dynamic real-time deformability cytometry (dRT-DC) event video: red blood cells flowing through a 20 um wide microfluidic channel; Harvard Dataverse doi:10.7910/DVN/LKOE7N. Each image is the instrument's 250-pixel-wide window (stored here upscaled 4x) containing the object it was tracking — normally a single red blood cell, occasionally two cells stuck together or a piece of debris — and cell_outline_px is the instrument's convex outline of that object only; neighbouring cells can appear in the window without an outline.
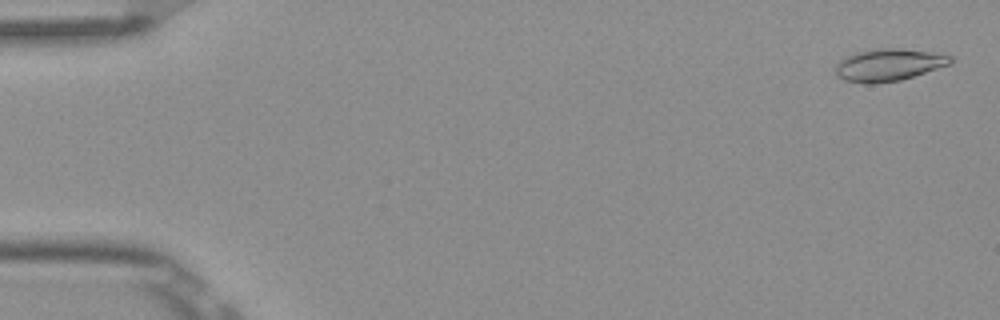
{"species": "Egyptian fruit bat (a non-hibernating species)", "species_latin": "Rousettus aegyptiacus", "temperature_condition": "room temperature", "stored_images_in_passage": 5, "camera_frame_rate_fps": 3000, "um_per_image_px": 0.085, "frame": {"image": 1, "passage_image": 1, "time_ms": 0.0, "image_size_px": [1000, 320], "cell_outline_px": [[952, 64], [900, 80], [872, 84], [864, 84], [844, 80], [836, 76], [836, 64], [840, 60], [856, 52], [880, 48], [896, 48], [932, 52], [952, 56]], "centroid_in_image_um": [75.53, 5.52], "position_along_channel_um": 9.5, "area_um2": 21.56}}
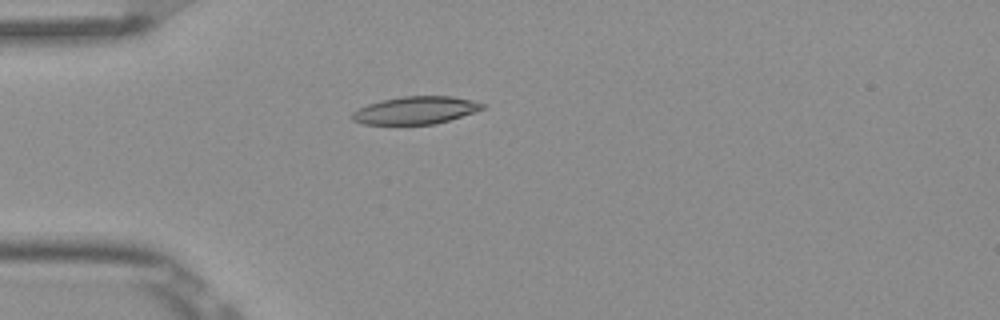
{"frame": {"image": 2, "passage_image": 5, "time_ms": 1.333, "image_size_px": [1000, 320], "cell_outline_px": [[484, 108], [436, 124], [364, 124], [352, 120], [352, 112], [368, 104], [380, 100], [404, 96], [452, 96], [472, 100], [484, 104]], "centroid_in_image_um": [35.29, 9.37], "position_along_channel_um": 49.7, "area_um2": 20.69}}